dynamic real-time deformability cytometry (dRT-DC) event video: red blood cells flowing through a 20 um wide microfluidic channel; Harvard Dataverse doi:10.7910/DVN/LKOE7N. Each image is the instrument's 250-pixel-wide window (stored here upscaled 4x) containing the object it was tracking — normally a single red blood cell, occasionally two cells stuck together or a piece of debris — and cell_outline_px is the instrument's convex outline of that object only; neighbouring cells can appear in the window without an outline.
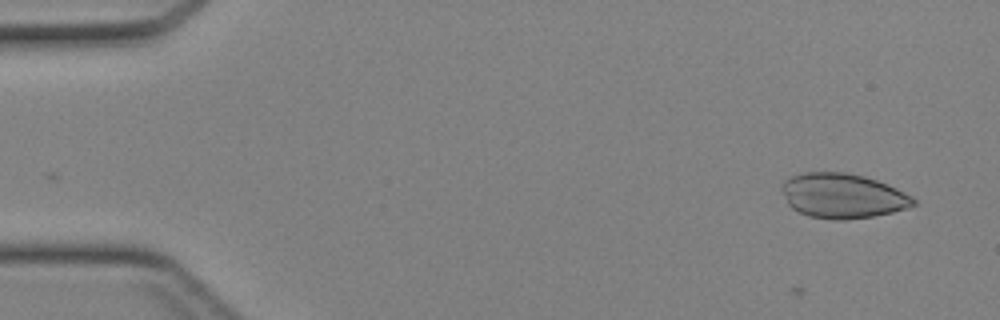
{"species": "Egyptian fruit bat (a non-hibernating species)", "species_latin": "Rousettus aegyptiacus", "temperature_condition": "cold", "stored_images_in_passage": 2, "camera_frame_rate_fps": 3000, "um_per_image_px": 0.085, "animal": {"sex": "female"}, "frame": {"image": 1, "passage_image": 2, "time_ms": 0.333, "image_size_px": [1000, 320], "cell_outline_px": [[916, 204], [908, 208], [892, 212], [872, 216], [844, 220], [832, 220], [808, 216], [792, 208], [788, 204], [780, 188], [780, 184], [784, 180], [792, 176], [804, 172], [844, 172], [864, 176], [888, 184], [912, 196], [916, 200]], "centroid_in_image_um": [71.61, 16.64], "position_along_channel_um": 13.4, "area_um2": 34.51}}